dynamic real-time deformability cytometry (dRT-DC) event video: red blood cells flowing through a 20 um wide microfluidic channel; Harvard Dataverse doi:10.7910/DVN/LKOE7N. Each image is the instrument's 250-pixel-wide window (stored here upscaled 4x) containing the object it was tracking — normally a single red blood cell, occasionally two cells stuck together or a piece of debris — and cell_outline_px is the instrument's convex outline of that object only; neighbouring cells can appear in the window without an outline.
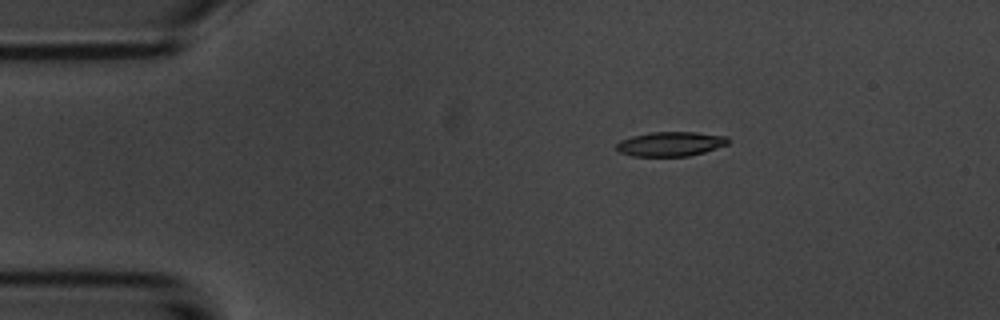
{"species": "common noctule bat (a hibernating species)", "species_latin": "Nyctalus noctula", "temperature_condition": "room temperature", "stored_images_in_passage": 5, "camera_frame_rate_fps": 3000, "um_per_image_px": 0.085, "animal": {"sex": "male", "body_mass_g": 20.1, "forearm_length_mm": 53.5}, "frame": {"image": 1, "passage_image": 1, "time_ms": 0.0, "image_size_px": [1000, 320], "cell_outline_px": [[728, 144], [704, 152], [688, 156], [632, 156], [620, 152], [616, 148], [616, 144], [620, 140], [632, 136], [652, 132], [696, 132], [728, 136]], "centroid_in_image_um": [56.99, 12.23], "position_along_channel_um": 28.0, "area_um2": 15.9}}
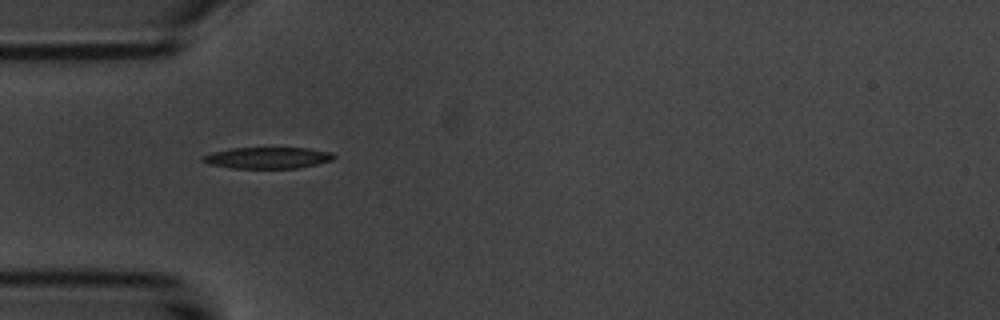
{"frame": {"image": 2, "passage_image": 3, "time_ms": 2.333, "image_size_px": [1000, 320], "cell_outline_px": [[336, 156], [332, 160], [316, 164], [296, 168], [232, 168], [208, 164], [200, 160], [200, 156], [212, 152], [232, 148], [308, 148], [332, 152]], "centroid_in_image_um": [22.71, 13.41], "position_along_channel_um": 62.3, "area_um2": 16.36}}
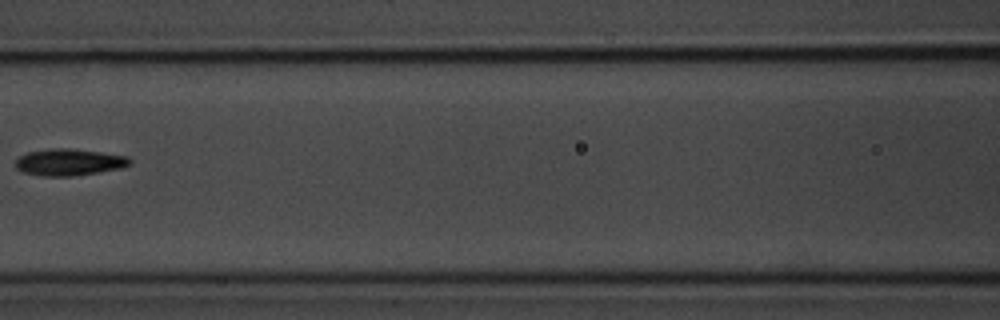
{"frame": {"image": 3, "passage_image": 5, "time_ms": 5.0, "image_size_px": [1000, 320], "cell_outline_px": [[132, 164], [120, 168], [72, 176], [44, 176], [24, 172], [16, 168], [16, 160], [20, 156], [28, 152], [60, 148], [68, 148], [100, 152], [128, 156], [132, 160]], "centroid_in_image_um": [5.9, 13.78], "position_along_channel_um": 160.7, "area_um2": 17.51}}